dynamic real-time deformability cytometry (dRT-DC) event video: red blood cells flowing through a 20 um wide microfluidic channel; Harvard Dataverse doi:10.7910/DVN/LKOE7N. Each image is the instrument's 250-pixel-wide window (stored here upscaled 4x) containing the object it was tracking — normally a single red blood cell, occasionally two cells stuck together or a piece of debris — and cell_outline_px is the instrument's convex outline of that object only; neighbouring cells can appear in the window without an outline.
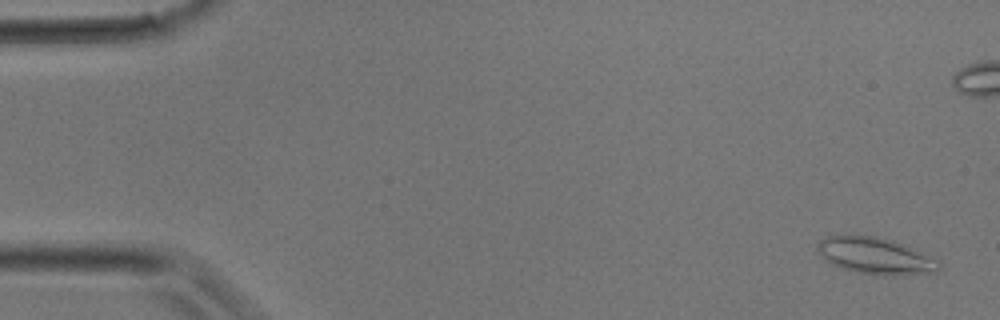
{"species": "common noctule bat (a hibernating species)", "species_latin": "Nyctalus noctula", "temperature_condition": "room temperature", "stored_images_in_passage": 36, "camera_frame_rate_fps": 3000, "um_per_image_px": 0.085, "animal": {"sex": "male", "body_mass_g": 17.9}, "frame": {"image": 1, "passage_image": 2, "time_ms": 0.333, "image_size_px": [1000, 320], "cell_outline_px": [[940, 268], [936, 272], [896, 276], [884, 276], [856, 272], [832, 264], [820, 256], [816, 248], [816, 244], [820, 240], [828, 236], [840, 232], [876, 236], [892, 240], [916, 248], [940, 260]], "centroid_in_image_um": [74.4, 21.71], "position_along_channel_um": 10.6, "area_um2": 26.88}}
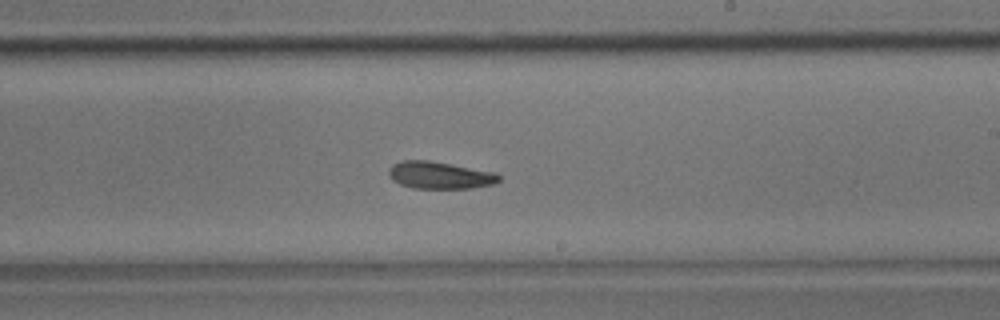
{"frame": {"image": 2, "passage_image": 21, "time_ms": 6.667, "image_size_px": [1000, 320], "cell_outline_px": [[500, 180], [496, 184], [472, 188], [412, 188], [400, 184], [392, 180], [388, 176], [388, 168], [392, 164], [400, 160], [428, 160], [452, 164], [496, 172], [500, 176]], "centroid_in_image_um": [37.37, 14.89], "position_along_channel_um": 251.6, "area_um2": 17.74}}
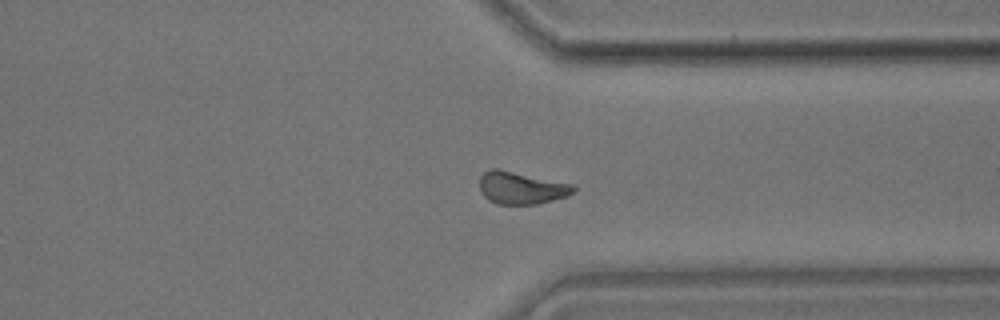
{"frame": {"image": 3, "passage_image": 27, "time_ms": 8.667, "image_size_px": [1000, 320], "cell_outline_px": [[576, 188], [568, 196], [536, 204], [496, 204], [488, 200], [484, 196], [480, 188], [480, 176], [488, 168], [500, 168], [572, 184]], "centroid_in_image_um": [44.27, 15.95], "position_along_channel_um": 367.1, "area_um2": 17.8}}